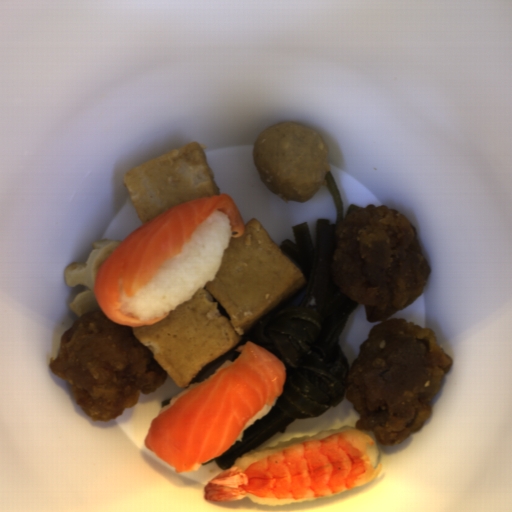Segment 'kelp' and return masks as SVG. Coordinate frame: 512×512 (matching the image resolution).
<instances>
[{
    "label": "kelp",
    "mask_w": 512,
    "mask_h": 512,
    "mask_svg": "<svg viewBox=\"0 0 512 512\" xmlns=\"http://www.w3.org/2000/svg\"><path fill=\"white\" fill-rule=\"evenodd\" d=\"M324 176L336 212L334 223L316 219V245H312L307 224L302 222L292 226L294 242L281 240L278 246L302 274L304 284L235 347L199 370L186 387L213 374L226 360L234 363L241 353L235 349L252 341L285 365L283 390L271 410L243 430L241 441L200 466L215 463L224 472L247 451L257 450L274 434L285 433V427L295 420L319 417L344 400L347 360L340 339L358 303L340 292L332 278L331 261L338 224L360 207L352 203L344 214L332 171Z\"/></svg>",
    "instance_id": "kelp-1"
},
{
    "label": "kelp",
    "mask_w": 512,
    "mask_h": 512,
    "mask_svg": "<svg viewBox=\"0 0 512 512\" xmlns=\"http://www.w3.org/2000/svg\"><path fill=\"white\" fill-rule=\"evenodd\" d=\"M175 396V395H174ZM174 396L166 397L160 402L161 409L165 407L167 404H169Z\"/></svg>",
    "instance_id": "kelp-2"
}]
</instances>
